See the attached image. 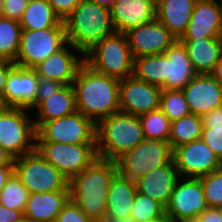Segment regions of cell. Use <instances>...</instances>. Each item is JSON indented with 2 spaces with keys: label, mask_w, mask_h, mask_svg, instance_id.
Listing matches in <instances>:
<instances>
[{
  "label": "cell",
  "mask_w": 222,
  "mask_h": 222,
  "mask_svg": "<svg viewBox=\"0 0 222 222\" xmlns=\"http://www.w3.org/2000/svg\"><path fill=\"white\" fill-rule=\"evenodd\" d=\"M119 84V79L98 73L84 62L72 83L77 111L95 124L119 112Z\"/></svg>",
  "instance_id": "obj_1"
},
{
  "label": "cell",
  "mask_w": 222,
  "mask_h": 222,
  "mask_svg": "<svg viewBox=\"0 0 222 222\" xmlns=\"http://www.w3.org/2000/svg\"><path fill=\"white\" fill-rule=\"evenodd\" d=\"M118 174L116 161L97 157L70 182L71 200L95 222L105 217L107 194Z\"/></svg>",
  "instance_id": "obj_2"
},
{
  "label": "cell",
  "mask_w": 222,
  "mask_h": 222,
  "mask_svg": "<svg viewBox=\"0 0 222 222\" xmlns=\"http://www.w3.org/2000/svg\"><path fill=\"white\" fill-rule=\"evenodd\" d=\"M63 21L67 43L77 48L84 61L100 46L103 38L115 32L110 9L90 0H81Z\"/></svg>",
  "instance_id": "obj_3"
},
{
  "label": "cell",
  "mask_w": 222,
  "mask_h": 222,
  "mask_svg": "<svg viewBox=\"0 0 222 222\" xmlns=\"http://www.w3.org/2000/svg\"><path fill=\"white\" fill-rule=\"evenodd\" d=\"M144 139L139 116L119 111L96 124V151L99 158L116 161Z\"/></svg>",
  "instance_id": "obj_4"
},
{
  "label": "cell",
  "mask_w": 222,
  "mask_h": 222,
  "mask_svg": "<svg viewBox=\"0 0 222 222\" xmlns=\"http://www.w3.org/2000/svg\"><path fill=\"white\" fill-rule=\"evenodd\" d=\"M14 173L30 194L70 190L68 178L36 150L14 159Z\"/></svg>",
  "instance_id": "obj_5"
},
{
  "label": "cell",
  "mask_w": 222,
  "mask_h": 222,
  "mask_svg": "<svg viewBox=\"0 0 222 222\" xmlns=\"http://www.w3.org/2000/svg\"><path fill=\"white\" fill-rule=\"evenodd\" d=\"M98 73L119 80L132 76L134 57L126 34L114 32L84 61Z\"/></svg>",
  "instance_id": "obj_6"
},
{
  "label": "cell",
  "mask_w": 222,
  "mask_h": 222,
  "mask_svg": "<svg viewBox=\"0 0 222 222\" xmlns=\"http://www.w3.org/2000/svg\"><path fill=\"white\" fill-rule=\"evenodd\" d=\"M174 150L168 141H141L134 149L116 160L118 173L132 181L173 160Z\"/></svg>",
  "instance_id": "obj_7"
},
{
  "label": "cell",
  "mask_w": 222,
  "mask_h": 222,
  "mask_svg": "<svg viewBox=\"0 0 222 222\" xmlns=\"http://www.w3.org/2000/svg\"><path fill=\"white\" fill-rule=\"evenodd\" d=\"M27 111L10 107L0 114V146L13 159L35 150L36 129Z\"/></svg>",
  "instance_id": "obj_8"
},
{
  "label": "cell",
  "mask_w": 222,
  "mask_h": 222,
  "mask_svg": "<svg viewBox=\"0 0 222 222\" xmlns=\"http://www.w3.org/2000/svg\"><path fill=\"white\" fill-rule=\"evenodd\" d=\"M66 44L65 26H54L42 30H22L18 55L14 64L34 69Z\"/></svg>",
  "instance_id": "obj_9"
},
{
  "label": "cell",
  "mask_w": 222,
  "mask_h": 222,
  "mask_svg": "<svg viewBox=\"0 0 222 222\" xmlns=\"http://www.w3.org/2000/svg\"><path fill=\"white\" fill-rule=\"evenodd\" d=\"M35 150L70 181L98 156L96 144H63L35 141Z\"/></svg>",
  "instance_id": "obj_10"
},
{
  "label": "cell",
  "mask_w": 222,
  "mask_h": 222,
  "mask_svg": "<svg viewBox=\"0 0 222 222\" xmlns=\"http://www.w3.org/2000/svg\"><path fill=\"white\" fill-rule=\"evenodd\" d=\"M35 141L63 144H96V124L82 113L44 121L36 129Z\"/></svg>",
  "instance_id": "obj_11"
},
{
  "label": "cell",
  "mask_w": 222,
  "mask_h": 222,
  "mask_svg": "<svg viewBox=\"0 0 222 222\" xmlns=\"http://www.w3.org/2000/svg\"><path fill=\"white\" fill-rule=\"evenodd\" d=\"M207 208L200 179L180 177L165 207L166 219L168 222H194Z\"/></svg>",
  "instance_id": "obj_12"
},
{
  "label": "cell",
  "mask_w": 222,
  "mask_h": 222,
  "mask_svg": "<svg viewBox=\"0 0 222 222\" xmlns=\"http://www.w3.org/2000/svg\"><path fill=\"white\" fill-rule=\"evenodd\" d=\"M173 159L179 176L199 178L222 166V161L200 138L174 149Z\"/></svg>",
  "instance_id": "obj_13"
},
{
  "label": "cell",
  "mask_w": 222,
  "mask_h": 222,
  "mask_svg": "<svg viewBox=\"0 0 222 222\" xmlns=\"http://www.w3.org/2000/svg\"><path fill=\"white\" fill-rule=\"evenodd\" d=\"M162 88L135 78L133 75L120 80V111L141 116L159 109Z\"/></svg>",
  "instance_id": "obj_14"
},
{
  "label": "cell",
  "mask_w": 222,
  "mask_h": 222,
  "mask_svg": "<svg viewBox=\"0 0 222 222\" xmlns=\"http://www.w3.org/2000/svg\"><path fill=\"white\" fill-rule=\"evenodd\" d=\"M125 34L134 58L164 54L177 40L157 19L132 28Z\"/></svg>",
  "instance_id": "obj_15"
},
{
  "label": "cell",
  "mask_w": 222,
  "mask_h": 222,
  "mask_svg": "<svg viewBox=\"0 0 222 222\" xmlns=\"http://www.w3.org/2000/svg\"><path fill=\"white\" fill-rule=\"evenodd\" d=\"M182 91L193 114L202 116L222 106V85L211 74H197Z\"/></svg>",
  "instance_id": "obj_16"
},
{
  "label": "cell",
  "mask_w": 222,
  "mask_h": 222,
  "mask_svg": "<svg viewBox=\"0 0 222 222\" xmlns=\"http://www.w3.org/2000/svg\"><path fill=\"white\" fill-rule=\"evenodd\" d=\"M110 14L114 31L125 34L156 19V0H117Z\"/></svg>",
  "instance_id": "obj_17"
},
{
  "label": "cell",
  "mask_w": 222,
  "mask_h": 222,
  "mask_svg": "<svg viewBox=\"0 0 222 222\" xmlns=\"http://www.w3.org/2000/svg\"><path fill=\"white\" fill-rule=\"evenodd\" d=\"M222 37L221 0H198L189 25L180 39Z\"/></svg>",
  "instance_id": "obj_18"
},
{
  "label": "cell",
  "mask_w": 222,
  "mask_h": 222,
  "mask_svg": "<svg viewBox=\"0 0 222 222\" xmlns=\"http://www.w3.org/2000/svg\"><path fill=\"white\" fill-rule=\"evenodd\" d=\"M38 86L35 69L15 65L7 76L3 95L10 107L29 109L36 101Z\"/></svg>",
  "instance_id": "obj_19"
},
{
  "label": "cell",
  "mask_w": 222,
  "mask_h": 222,
  "mask_svg": "<svg viewBox=\"0 0 222 222\" xmlns=\"http://www.w3.org/2000/svg\"><path fill=\"white\" fill-rule=\"evenodd\" d=\"M37 109L34 126L37 129L44 121L68 116L77 111L75 91L72 84L63 85L56 93L37 94L35 103L29 108Z\"/></svg>",
  "instance_id": "obj_20"
},
{
  "label": "cell",
  "mask_w": 222,
  "mask_h": 222,
  "mask_svg": "<svg viewBox=\"0 0 222 222\" xmlns=\"http://www.w3.org/2000/svg\"><path fill=\"white\" fill-rule=\"evenodd\" d=\"M74 51L78 53L76 47L67 43L62 49L48 56L34 68L37 75L48 77L52 81L63 85L72 84L78 69L84 63V60L78 54H74Z\"/></svg>",
  "instance_id": "obj_21"
},
{
  "label": "cell",
  "mask_w": 222,
  "mask_h": 222,
  "mask_svg": "<svg viewBox=\"0 0 222 222\" xmlns=\"http://www.w3.org/2000/svg\"><path fill=\"white\" fill-rule=\"evenodd\" d=\"M179 178L173 159L170 163L135 180L136 191L147 195L166 207Z\"/></svg>",
  "instance_id": "obj_22"
},
{
  "label": "cell",
  "mask_w": 222,
  "mask_h": 222,
  "mask_svg": "<svg viewBox=\"0 0 222 222\" xmlns=\"http://www.w3.org/2000/svg\"><path fill=\"white\" fill-rule=\"evenodd\" d=\"M165 85L162 90H182L196 75L187 50L182 42H176L165 53Z\"/></svg>",
  "instance_id": "obj_23"
},
{
  "label": "cell",
  "mask_w": 222,
  "mask_h": 222,
  "mask_svg": "<svg viewBox=\"0 0 222 222\" xmlns=\"http://www.w3.org/2000/svg\"><path fill=\"white\" fill-rule=\"evenodd\" d=\"M197 74H210L222 56V37L179 39Z\"/></svg>",
  "instance_id": "obj_24"
},
{
  "label": "cell",
  "mask_w": 222,
  "mask_h": 222,
  "mask_svg": "<svg viewBox=\"0 0 222 222\" xmlns=\"http://www.w3.org/2000/svg\"><path fill=\"white\" fill-rule=\"evenodd\" d=\"M70 199V190L31 193L26 203L24 217L35 222H55Z\"/></svg>",
  "instance_id": "obj_25"
},
{
  "label": "cell",
  "mask_w": 222,
  "mask_h": 222,
  "mask_svg": "<svg viewBox=\"0 0 222 222\" xmlns=\"http://www.w3.org/2000/svg\"><path fill=\"white\" fill-rule=\"evenodd\" d=\"M198 0H156V19L179 40L189 25Z\"/></svg>",
  "instance_id": "obj_26"
},
{
  "label": "cell",
  "mask_w": 222,
  "mask_h": 222,
  "mask_svg": "<svg viewBox=\"0 0 222 222\" xmlns=\"http://www.w3.org/2000/svg\"><path fill=\"white\" fill-rule=\"evenodd\" d=\"M136 192L135 181L118 173L107 194L105 216L131 217Z\"/></svg>",
  "instance_id": "obj_27"
},
{
  "label": "cell",
  "mask_w": 222,
  "mask_h": 222,
  "mask_svg": "<svg viewBox=\"0 0 222 222\" xmlns=\"http://www.w3.org/2000/svg\"><path fill=\"white\" fill-rule=\"evenodd\" d=\"M22 30H42L65 26L47 0H30L19 20Z\"/></svg>",
  "instance_id": "obj_28"
},
{
  "label": "cell",
  "mask_w": 222,
  "mask_h": 222,
  "mask_svg": "<svg viewBox=\"0 0 222 222\" xmlns=\"http://www.w3.org/2000/svg\"><path fill=\"white\" fill-rule=\"evenodd\" d=\"M132 75L162 88L165 85V55H145L134 58Z\"/></svg>",
  "instance_id": "obj_29"
},
{
  "label": "cell",
  "mask_w": 222,
  "mask_h": 222,
  "mask_svg": "<svg viewBox=\"0 0 222 222\" xmlns=\"http://www.w3.org/2000/svg\"><path fill=\"white\" fill-rule=\"evenodd\" d=\"M202 129L201 116L190 113L179 120L171 122L168 142L174 150L178 146L200 139Z\"/></svg>",
  "instance_id": "obj_30"
},
{
  "label": "cell",
  "mask_w": 222,
  "mask_h": 222,
  "mask_svg": "<svg viewBox=\"0 0 222 222\" xmlns=\"http://www.w3.org/2000/svg\"><path fill=\"white\" fill-rule=\"evenodd\" d=\"M21 32L19 21L0 17V58L12 62L16 60Z\"/></svg>",
  "instance_id": "obj_31"
},
{
  "label": "cell",
  "mask_w": 222,
  "mask_h": 222,
  "mask_svg": "<svg viewBox=\"0 0 222 222\" xmlns=\"http://www.w3.org/2000/svg\"><path fill=\"white\" fill-rule=\"evenodd\" d=\"M139 119L145 139L168 141L171 122L160 109L143 114Z\"/></svg>",
  "instance_id": "obj_32"
},
{
  "label": "cell",
  "mask_w": 222,
  "mask_h": 222,
  "mask_svg": "<svg viewBox=\"0 0 222 222\" xmlns=\"http://www.w3.org/2000/svg\"><path fill=\"white\" fill-rule=\"evenodd\" d=\"M131 218L135 222H150L156 220H167L165 207L142 193L136 192Z\"/></svg>",
  "instance_id": "obj_33"
},
{
  "label": "cell",
  "mask_w": 222,
  "mask_h": 222,
  "mask_svg": "<svg viewBox=\"0 0 222 222\" xmlns=\"http://www.w3.org/2000/svg\"><path fill=\"white\" fill-rule=\"evenodd\" d=\"M159 109L169 118L170 122L179 120L191 113L182 90H162Z\"/></svg>",
  "instance_id": "obj_34"
},
{
  "label": "cell",
  "mask_w": 222,
  "mask_h": 222,
  "mask_svg": "<svg viewBox=\"0 0 222 222\" xmlns=\"http://www.w3.org/2000/svg\"><path fill=\"white\" fill-rule=\"evenodd\" d=\"M29 195L26 187L13 173L0 191V204L10 209L24 211Z\"/></svg>",
  "instance_id": "obj_35"
},
{
  "label": "cell",
  "mask_w": 222,
  "mask_h": 222,
  "mask_svg": "<svg viewBox=\"0 0 222 222\" xmlns=\"http://www.w3.org/2000/svg\"><path fill=\"white\" fill-rule=\"evenodd\" d=\"M209 208L222 207V166L212 173L199 177Z\"/></svg>",
  "instance_id": "obj_36"
},
{
  "label": "cell",
  "mask_w": 222,
  "mask_h": 222,
  "mask_svg": "<svg viewBox=\"0 0 222 222\" xmlns=\"http://www.w3.org/2000/svg\"><path fill=\"white\" fill-rule=\"evenodd\" d=\"M201 139L222 161V126H203Z\"/></svg>",
  "instance_id": "obj_37"
},
{
  "label": "cell",
  "mask_w": 222,
  "mask_h": 222,
  "mask_svg": "<svg viewBox=\"0 0 222 222\" xmlns=\"http://www.w3.org/2000/svg\"><path fill=\"white\" fill-rule=\"evenodd\" d=\"M55 222H95L89 218L71 199L60 211Z\"/></svg>",
  "instance_id": "obj_38"
},
{
  "label": "cell",
  "mask_w": 222,
  "mask_h": 222,
  "mask_svg": "<svg viewBox=\"0 0 222 222\" xmlns=\"http://www.w3.org/2000/svg\"><path fill=\"white\" fill-rule=\"evenodd\" d=\"M27 4L28 0H4L3 17L19 21Z\"/></svg>",
  "instance_id": "obj_39"
},
{
  "label": "cell",
  "mask_w": 222,
  "mask_h": 222,
  "mask_svg": "<svg viewBox=\"0 0 222 222\" xmlns=\"http://www.w3.org/2000/svg\"><path fill=\"white\" fill-rule=\"evenodd\" d=\"M54 12L64 20L81 2V0H47Z\"/></svg>",
  "instance_id": "obj_40"
},
{
  "label": "cell",
  "mask_w": 222,
  "mask_h": 222,
  "mask_svg": "<svg viewBox=\"0 0 222 222\" xmlns=\"http://www.w3.org/2000/svg\"><path fill=\"white\" fill-rule=\"evenodd\" d=\"M38 91L37 94H50V93H56L62 86L63 84L52 81L48 77L38 75Z\"/></svg>",
  "instance_id": "obj_41"
},
{
  "label": "cell",
  "mask_w": 222,
  "mask_h": 222,
  "mask_svg": "<svg viewBox=\"0 0 222 222\" xmlns=\"http://www.w3.org/2000/svg\"><path fill=\"white\" fill-rule=\"evenodd\" d=\"M203 126H222V106L201 116Z\"/></svg>",
  "instance_id": "obj_42"
},
{
  "label": "cell",
  "mask_w": 222,
  "mask_h": 222,
  "mask_svg": "<svg viewBox=\"0 0 222 222\" xmlns=\"http://www.w3.org/2000/svg\"><path fill=\"white\" fill-rule=\"evenodd\" d=\"M24 218V211L7 208L0 204V222H19Z\"/></svg>",
  "instance_id": "obj_43"
},
{
  "label": "cell",
  "mask_w": 222,
  "mask_h": 222,
  "mask_svg": "<svg viewBox=\"0 0 222 222\" xmlns=\"http://www.w3.org/2000/svg\"><path fill=\"white\" fill-rule=\"evenodd\" d=\"M194 222H222L220 208H207Z\"/></svg>",
  "instance_id": "obj_44"
},
{
  "label": "cell",
  "mask_w": 222,
  "mask_h": 222,
  "mask_svg": "<svg viewBox=\"0 0 222 222\" xmlns=\"http://www.w3.org/2000/svg\"><path fill=\"white\" fill-rule=\"evenodd\" d=\"M12 61L0 58V93L3 94L6 87V80L9 72L14 68Z\"/></svg>",
  "instance_id": "obj_45"
},
{
  "label": "cell",
  "mask_w": 222,
  "mask_h": 222,
  "mask_svg": "<svg viewBox=\"0 0 222 222\" xmlns=\"http://www.w3.org/2000/svg\"><path fill=\"white\" fill-rule=\"evenodd\" d=\"M14 173V166H0V191L6 185L7 180Z\"/></svg>",
  "instance_id": "obj_46"
},
{
  "label": "cell",
  "mask_w": 222,
  "mask_h": 222,
  "mask_svg": "<svg viewBox=\"0 0 222 222\" xmlns=\"http://www.w3.org/2000/svg\"><path fill=\"white\" fill-rule=\"evenodd\" d=\"M0 166H14V159L0 146Z\"/></svg>",
  "instance_id": "obj_47"
},
{
  "label": "cell",
  "mask_w": 222,
  "mask_h": 222,
  "mask_svg": "<svg viewBox=\"0 0 222 222\" xmlns=\"http://www.w3.org/2000/svg\"><path fill=\"white\" fill-rule=\"evenodd\" d=\"M210 74L222 85V56Z\"/></svg>",
  "instance_id": "obj_48"
},
{
  "label": "cell",
  "mask_w": 222,
  "mask_h": 222,
  "mask_svg": "<svg viewBox=\"0 0 222 222\" xmlns=\"http://www.w3.org/2000/svg\"><path fill=\"white\" fill-rule=\"evenodd\" d=\"M100 222H135L131 217L105 216Z\"/></svg>",
  "instance_id": "obj_49"
},
{
  "label": "cell",
  "mask_w": 222,
  "mask_h": 222,
  "mask_svg": "<svg viewBox=\"0 0 222 222\" xmlns=\"http://www.w3.org/2000/svg\"><path fill=\"white\" fill-rule=\"evenodd\" d=\"M10 106L7 104L5 97L0 93V114L6 112Z\"/></svg>",
  "instance_id": "obj_50"
},
{
  "label": "cell",
  "mask_w": 222,
  "mask_h": 222,
  "mask_svg": "<svg viewBox=\"0 0 222 222\" xmlns=\"http://www.w3.org/2000/svg\"><path fill=\"white\" fill-rule=\"evenodd\" d=\"M92 2H95L101 6L111 8V6L117 1V0H90Z\"/></svg>",
  "instance_id": "obj_51"
},
{
  "label": "cell",
  "mask_w": 222,
  "mask_h": 222,
  "mask_svg": "<svg viewBox=\"0 0 222 222\" xmlns=\"http://www.w3.org/2000/svg\"><path fill=\"white\" fill-rule=\"evenodd\" d=\"M4 0H0V17H3Z\"/></svg>",
  "instance_id": "obj_52"
},
{
  "label": "cell",
  "mask_w": 222,
  "mask_h": 222,
  "mask_svg": "<svg viewBox=\"0 0 222 222\" xmlns=\"http://www.w3.org/2000/svg\"><path fill=\"white\" fill-rule=\"evenodd\" d=\"M19 222H35V221H32L31 219H28V218H23L21 221Z\"/></svg>",
  "instance_id": "obj_53"
},
{
  "label": "cell",
  "mask_w": 222,
  "mask_h": 222,
  "mask_svg": "<svg viewBox=\"0 0 222 222\" xmlns=\"http://www.w3.org/2000/svg\"><path fill=\"white\" fill-rule=\"evenodd\" d=\"M150 222H168V220H156V221H150Z\"/></svg>",
  "instance_id": "obj_54"
}]
</instances>
